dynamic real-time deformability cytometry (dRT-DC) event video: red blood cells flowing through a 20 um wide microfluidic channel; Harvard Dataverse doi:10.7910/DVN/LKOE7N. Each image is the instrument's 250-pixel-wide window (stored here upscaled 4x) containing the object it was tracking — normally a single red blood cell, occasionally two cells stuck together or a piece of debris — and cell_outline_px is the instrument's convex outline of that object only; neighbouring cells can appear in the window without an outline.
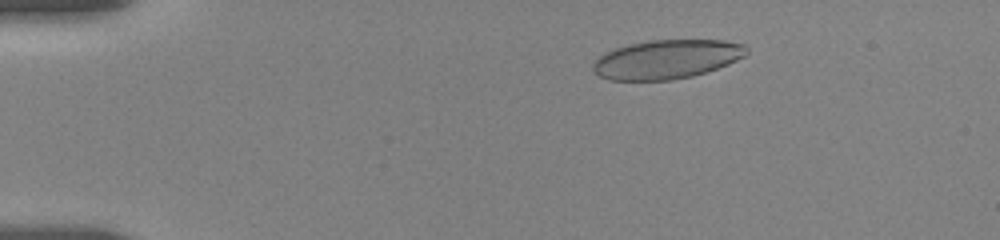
{"species": "human", "species_latin": "Homo sapiens", "temperature_condition": "room temperature", "stored_images_in_passage": 14, "camera_frame_rate_fps": 3000, "um_per_image_px": 0.085, "donor": {"sex": "female"}, "frame": {"image": 1, "passage_image": 5, "time_ms": 3.0, "image_size_px": [1000, 240], "cell_outline_px": [[748, 52], [744, 56], [728, 64], [692, 76], [672, 80], [608, 80], [600, 76], [592, 68], [592, 64], [600, 56], [616, 48], [628, 44], [648, 40], [724, 40], [744, 44], [748, 48]], "centroid_in_image_um": [56.68, 5.03], "position_along_channel_um": 28.3, "area_um2": 34.74}}
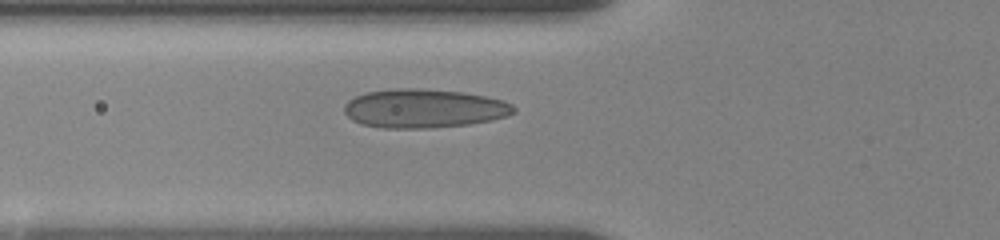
{"frame": {"image": 2, "passage_image": 11, "time_ms": 6.667, "image_size_px": [1000, 240], "cell_outline_px": [[516, 112], [508, 116], [492, 120], [468, 124], [432, 128], [384, 128], [360, 124], [352, 120], [344, 112], [344, 104], [348, 100], [356, 96], [368, 92], [396, 88], [420, 88], [464, 92], [504, 100], [512, 104], [516, 108]], "centroid_in_image_um": [36.05, 9.22], "position_along_channel_um": 89.7, "area_um2": 38.61}}
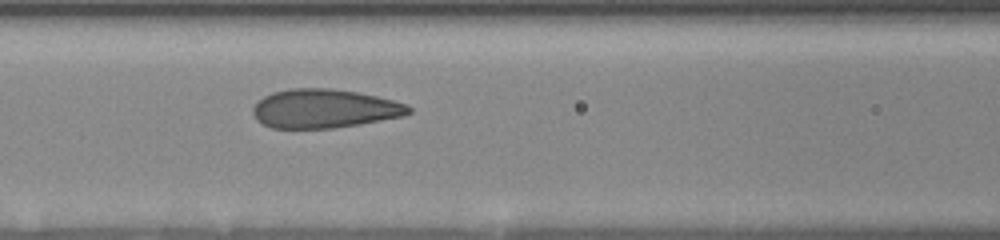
{"frame": {"image": 3, "passage_image": 14, "time_ms": 8.0, "image_size_px": [1000, 240], "cell_outline_px": [[412, 112], [404, 116], [360, 124], [332, 128], [272, 128], [256, 120], [252, 112], [252, 108], [264, 96], [272, 92], [288, 88], [332, 88], [356, 92], [376, 96], [408, 104], [412, 108]], "centroid_in_image_um": [27.58, 9.23], "position_along_channel_um": 139.0, "area_um2": 35.37}}